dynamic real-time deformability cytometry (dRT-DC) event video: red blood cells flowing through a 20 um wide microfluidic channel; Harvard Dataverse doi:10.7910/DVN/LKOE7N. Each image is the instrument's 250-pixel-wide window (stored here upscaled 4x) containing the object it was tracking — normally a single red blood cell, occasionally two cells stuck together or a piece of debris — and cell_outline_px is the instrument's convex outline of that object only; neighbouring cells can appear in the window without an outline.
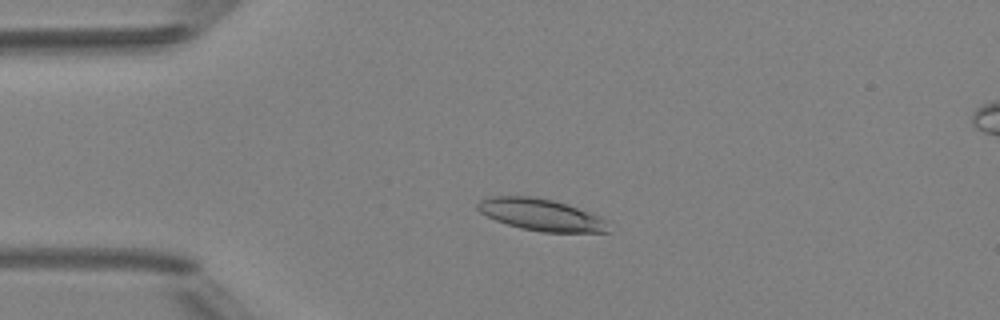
{"species": "Egyptian fruit bat (a non-hibernating species)", "species_latin": "Rousettus aegyptiacus", "temperature_condition": "room temperature", "stored_images_in_passage": 5, "camera_frame_rate_fps": 3000, "um_per_image_px": 0.085, "animal": {"sex": "female"}, "frame": {"image": 1, "passage_image": 3, "time_ms": 2.333, "image_size_px": [1000, 320], "cell_outline_px": [[608, 232], [540, 232], [520, 228], [496, 220], [480, 212], [476, 208], [476, 204], [480, 200], [492, 196], [536, 196], [568, 204], [596, 216], [604, 220]], "centroid_in_image_um": [45.91, 18.24], "position_along_channel_um": 39.1, "area_um2": 23.93}}